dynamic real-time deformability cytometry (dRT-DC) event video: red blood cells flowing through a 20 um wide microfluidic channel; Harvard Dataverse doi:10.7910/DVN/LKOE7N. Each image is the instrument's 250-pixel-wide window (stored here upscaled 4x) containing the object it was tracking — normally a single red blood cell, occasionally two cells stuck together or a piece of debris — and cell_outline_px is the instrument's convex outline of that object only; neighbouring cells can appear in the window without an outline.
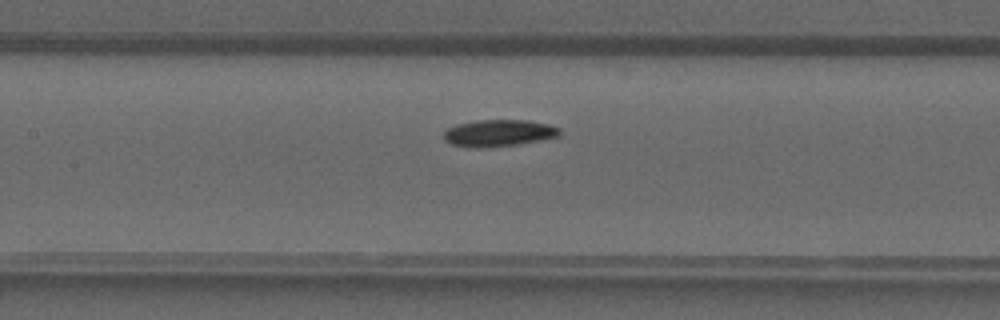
{"species": "common noctule bat (a hibernating species)", "species_latin": "Nyctalus noctula", "temperature_condition": "warm", "stored_images_in_passage": 36, "camera_frame_rate_fps": 3000, "um_per_image_px": 0.085, "animal": {"sex": "male", "forearm_length_mm": 52.5}, "frame": {"image": 1, "passage_image": 14, "time_ms": 4.333, "image_size_px": [1000, 320], "cell_outline_px": [[560, 136], [516, 144], [476, 148], [452, 144], [444, 140], [444, 132], [448, 128], [456, 124], [476, 120], [528, 120], [548, 124], [560, 128]], "centroid_in_image_um": [42.38, 11.29], "position_along_channel_um": 165.0, "area_um2": 17.92}}
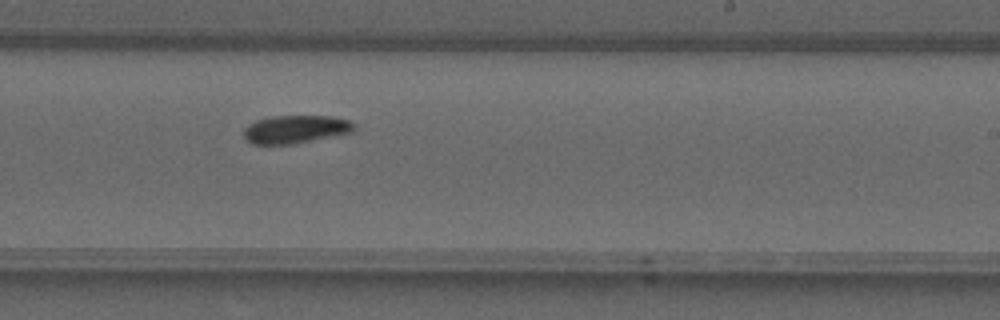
{"frame": {"image": 2, "passage_image": 20, "time_ms": 6.333, "image_size_px": [1000, 320], "cell_outline_px": [[356, 128], [352, 132], [292, 144], [252, 144], [244, 136], [244, 128], [248, 124], [256, 120], [272, 116], [332, 116], [348, 120]], "centroid_in_image_um": [25.09, 10.98], "position_along_channel_um": 263.9, "area_um2": 17.86}}
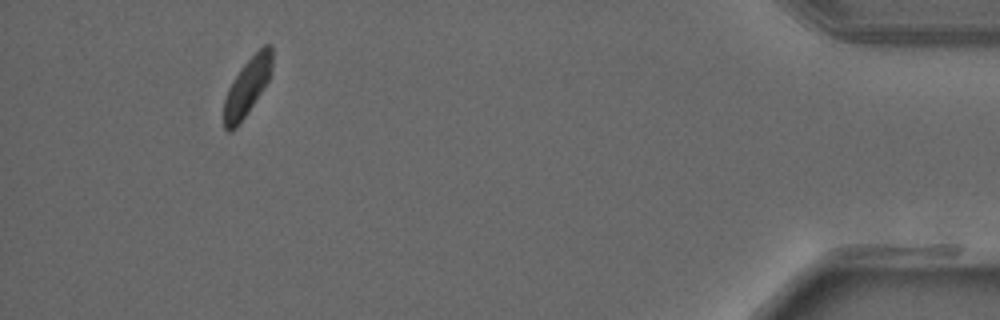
{"frame": {"image": 3, "passage_image": 33, "time_ms": 10.667, "image_size_px": [1000, 320], "cell_outline_px": [[272, 72], [268, 80], [236, 128], [232, 132], [228, 132], [224, 128], [224, 100], [228, 88], [240, 68], [264, 44], [268, 44], [272, 48]], "centroid_in_image_um": [21.0, 7.37], "position_along_channel_um": 414.2, "area_um2": 15.78}}